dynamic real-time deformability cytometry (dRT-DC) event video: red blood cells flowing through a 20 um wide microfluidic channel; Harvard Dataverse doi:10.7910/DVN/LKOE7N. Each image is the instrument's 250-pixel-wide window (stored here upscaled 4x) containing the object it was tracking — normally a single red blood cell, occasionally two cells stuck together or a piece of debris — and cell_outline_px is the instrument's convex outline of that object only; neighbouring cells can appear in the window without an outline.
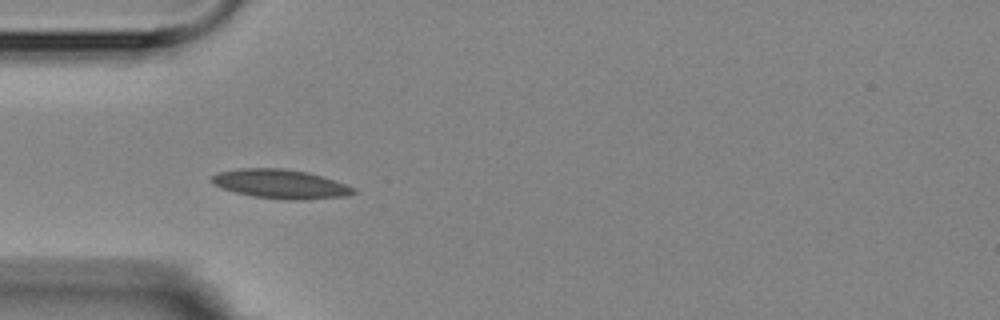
{"species": "Egyptian fruit bat (a non-hibernating species)", "species_latin": "Rousettus aegyptiacus", "temperature_condition": "room temperature", "stored_images_in_passage": 5, "camera_frame_rate_fps": 3000, "um_per_image_px": 0.085, "animal": {"sex": "female"}, "frame": {"image": 1, "passage_image": 4, "time_ms": 3.667, "image_size_px": [1000, 320], "cell_outline_px": [[356, 192], [344, 196], [304, 200], [288, 200], [252, 196], [236, 192], [212, 184], [212, 176], [220, 172], [240, 168], [284, 168], [308, 172], [344, 184], [352, 188]], "centroid_in_image_um": [23.81, 15.64], "position_along_channel_um": 61.2, "area_um2": 23.64}}
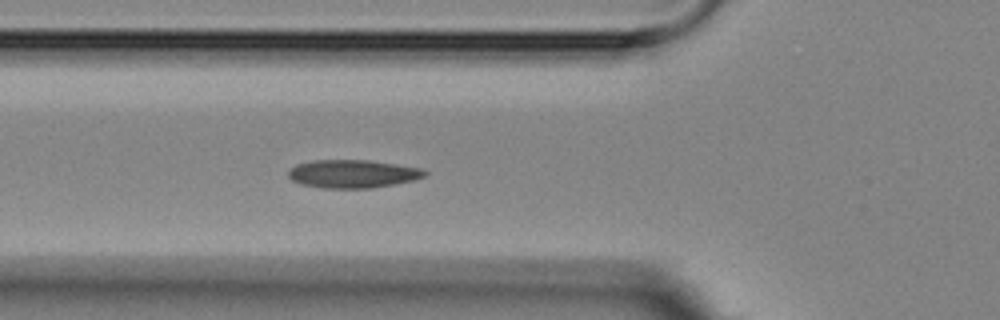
{"frame": {"image": 2, "passage_image": 5, "time_ms": 4.667, "image_size_px": [1000, 320], "cell_outline_px": [[428, 172], [424, 176], [416, 180], [372, 188], [324, 188], [300, 184], [292, 180], [288, 176], [288, 172], [296, 164], [312, 160], [368, 160], [396, 164], [420, 168]], "centroid_in_image_um": [29.98, 14.77], "position_along_channel_um": 95.8, "area_um2": 22.37}}